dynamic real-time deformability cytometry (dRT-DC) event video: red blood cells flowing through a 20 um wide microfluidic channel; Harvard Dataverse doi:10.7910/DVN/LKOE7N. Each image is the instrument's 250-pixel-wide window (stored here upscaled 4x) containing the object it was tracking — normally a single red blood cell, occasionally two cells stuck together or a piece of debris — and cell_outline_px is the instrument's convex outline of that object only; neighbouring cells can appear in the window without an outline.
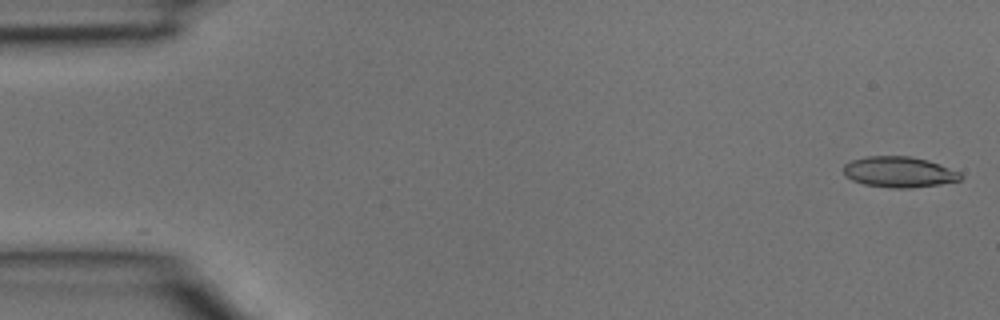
{"species": "common noctule bat (a hibernating species)", "species_latin": "Nyctalus noctula", "temperature_condition": "room temperature", "stored_images_in_passage": 28, "camera_frame_rate_fps": 3000, "um_per_image_px": 0.085, "animal": {"sex": "male", "body_mass_g": 15.6}, "frame": {"image": 1, "passage_image": 1, "time_ms": 0.0, "image_size_px": [1000, 320], "cell_outline_px": [[964, 176], [960, 180], [940, 184], [912, 188], [892, 188], [864, 184], [852, 180], [844, 172], [844, 164], [852, 160], [864, 156], [908, 156], [928, 160], [960, 172]], "centroid_in_image_um": [76.43, 14.62], "position_along_channel_um": 8.6, "area_um2": 20.92}}
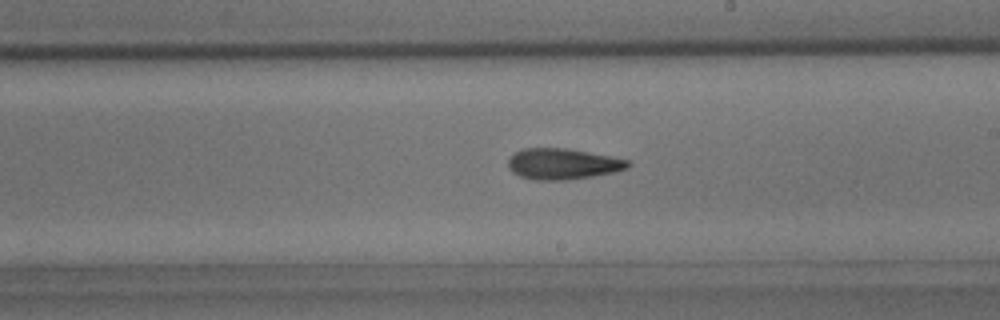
{"frame": {"image": 2, "passage_image": 22, "time_ms": 7.0, "image_size_px": [1000, 320], "cell_outline_px": [[632, 164], [628, 168], [612, 172], [592, 176], [564, 180], [532, 180], [520, 176], [512, 172], [508, 168], [508, 160], [516, 152], [524, 148], [568, 148], [628, 160]], "centroid_in_image_um": [47.81, 13.93], "position_along_channel_um": 241.2, "area_um2": 21.44}}
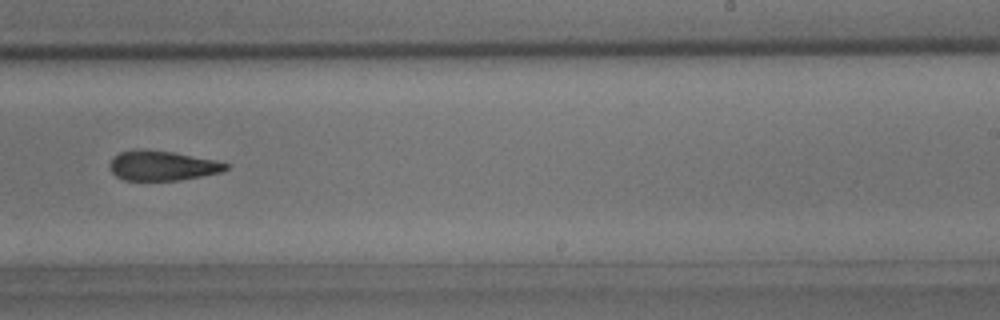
{"frame": {"image": 3, "passage_image": 24, "time_ms": 7.667, "image_size_px": [1000, 320], "cell_outline_px": [[228, 168], [220, 172], [180, 180], [124, 180], [116, 176], [108, 168], [108, 164], [112, 156], [120, 152], [136, 148], [144, 148], [172, 152], [216, 160], [228, 164]], "centroid_in_image_um": [13.71, 14.06], "position_along_channel_um": 275.3, "area_um2": 20.35}}